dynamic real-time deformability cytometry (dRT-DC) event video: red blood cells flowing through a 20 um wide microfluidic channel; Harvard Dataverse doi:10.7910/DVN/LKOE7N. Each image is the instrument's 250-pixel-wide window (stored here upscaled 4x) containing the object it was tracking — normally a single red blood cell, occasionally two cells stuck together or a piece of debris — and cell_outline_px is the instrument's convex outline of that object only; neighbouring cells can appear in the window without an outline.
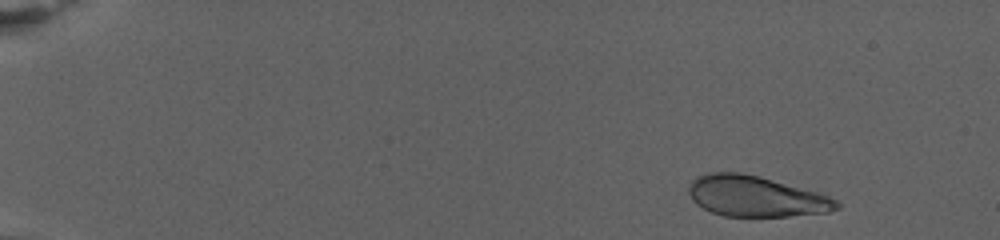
{"species": "human", "species_latin": "Homo sapiens", "temperature_condition": "warm", "stored_images_in_passage": 74, "camera_frame_rate_fps": 3000, "um_per_image_px": 0.085, "donor": {"sex": "female"}, "frame": {"image": 1, "passage_image": 4, "time_ms": 1.0, "image_size_px": [1000, 240], "cell_outline_px": [[840, 208], [828, 212], [788, 216], [724, 216], [712, 212], [696, 204], [692, 200], [688, 192], [688, 188], [692, 180], [700, 176], [712, 172], [740, 172], [760, 176], [816, 192], [828, 196], [836, 200], [840, 204]], "centroid_in_image_um": [64.23, 16.69], "position_along_channel_um": 20.8, "area_um2": 34.85}}
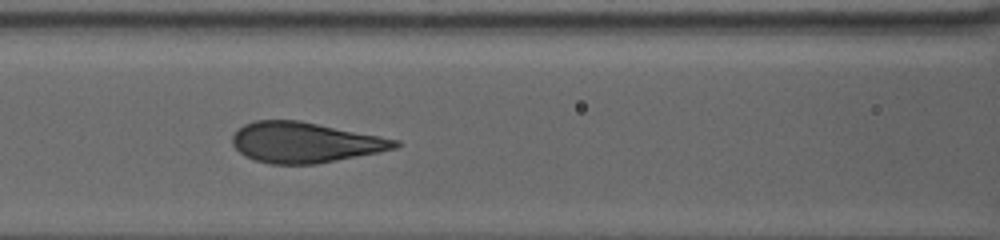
{"frame": {"image": 2, "passage_image": 33, "time_ms": 10.667, "image_size_px": [1000, 240], "cell_outline_px": [[400, 144], [396, 148], [316, 164], [272, 164], [256, 160], [244, 156], [232, 144], [232, 136], [244, 124], [256, 120], [300, 120], [400, 140]], "centroid_in_image_um": [25.89, 12.1], "position_along_channel_um": 140.7, "area_um2": 38.03}}
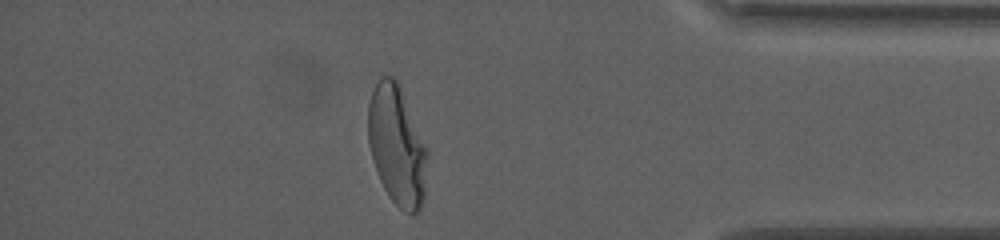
{"frame": {"image": 3, "passage_image": 65, "time_ms": 21.333, "image_size_px": [1000, 240], "cell_outline_px": [[428, 156], [424, 200], [420, 208], [412, 216], [404, 212], [388, 196], [380, 180], [372, 160], [368, 144], [368, 104], [372, 92], [380, 76], [392, 76], [400, 84], [428, 148]], "centroid_in_image_um": [33.76, 12.37], "position_along_channel_um": 401.4, "area_um2": 41.96}, "authors_computed_cell_mechanics": {"area_um2": 38.3503, "velocity_mm_per_s": 2.6782, "shape_relaxation_time_tau1_ms": 6.0648, "shape_relaxation_time_tau2_ms": null, "deformation_change_tau1": 0.2162, "deformation_change_tau2": null}}